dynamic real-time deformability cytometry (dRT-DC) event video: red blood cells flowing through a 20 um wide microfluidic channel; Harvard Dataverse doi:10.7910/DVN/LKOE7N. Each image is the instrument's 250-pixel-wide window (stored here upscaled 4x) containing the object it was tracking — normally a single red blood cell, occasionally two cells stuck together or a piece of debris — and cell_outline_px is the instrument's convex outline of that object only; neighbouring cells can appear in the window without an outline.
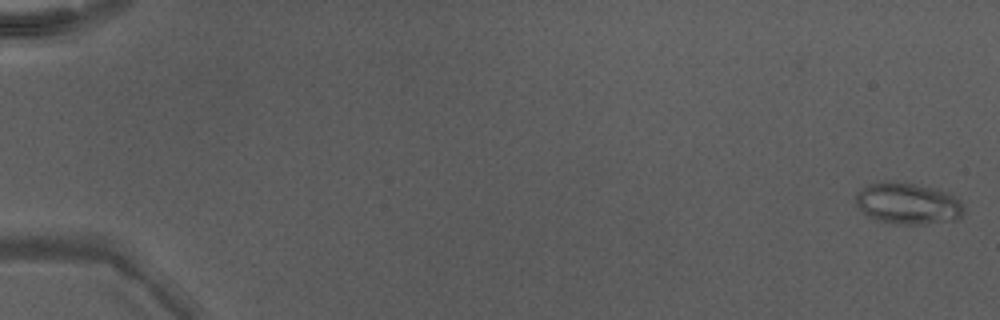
{"species": "Egyptian fruit bat (a non-hibernating species)", "species_latin": "Rousettus aegyptiacus", "temperature_condition": "warm", "stored_images_in_passage": 50, "camera_frame_rate_fps": 3000, "um_per_image_px": 0.085, "animal": {"sex": "male"}, "frame": {"image": 1, "passage_image": 1, "time_ms": 0.0, "image_size_px": [1000, 320], "cell_outline_px": [[964, 212], [956, 220], [928, 224], [892, 224], [868, 216], [852, 200], [856, 192], [860, 188], [868, 184], [892, 180], [936, 188], [956, 196], [960, 200], [964, 208]], "centroid_in_image_um": [77.15, 17.29], "position_along_channel_um": 7.8, "area_um2": 26.53}}
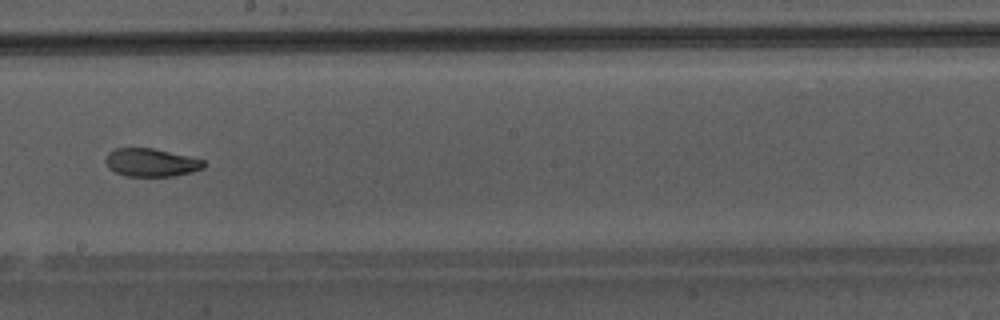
{"frame": {"image": 2, "passage_image": 30, "time_ms": 9.667, "image_size_px": [1000, 320], "cell_outline_px": [[204, 168], [192, 172], [172, 176], [124, 176], [108, 168], [104, 160], [108, 152], [116, 148], [152, 148], [188, 156], [204, 160]], "centroid_in_image_um": [12.81, 13.82], "position_along_channel_um": 235.4, "area_um2": 16.07}}
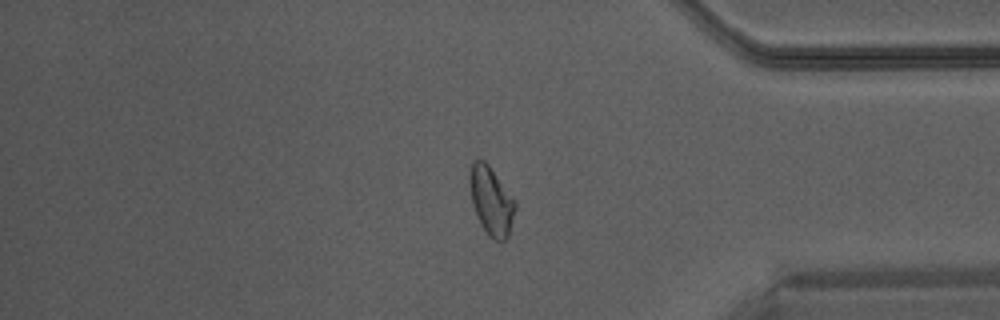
{"frame": {"image": 3, "passage_image": 42, "time_ms": 13.667, "image_size_px": [1000, 320], "cell_outline_px": [[516, 208], [508, 236], [504, 240], [496, 240], [488, 236], [480, 224], [472, 204], [468, 180], [468, 172], [472, 160], [484, 160], [488, 164], [516, 200]], "centroid_in_image_um": [41.73, 17.04], "position_along_channel_um": 393.5, "area_um2": 18.38}}